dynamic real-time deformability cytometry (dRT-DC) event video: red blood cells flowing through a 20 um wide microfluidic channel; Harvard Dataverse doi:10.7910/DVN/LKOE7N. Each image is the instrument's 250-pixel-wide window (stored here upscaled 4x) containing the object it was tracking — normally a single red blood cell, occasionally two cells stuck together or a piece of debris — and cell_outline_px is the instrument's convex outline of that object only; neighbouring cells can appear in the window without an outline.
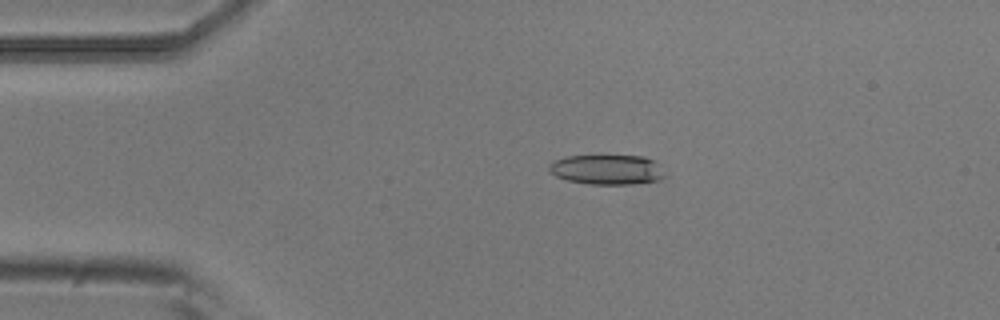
{"species": "common noctule bat (a hibernating species)", "species_latin": "Nyctalus noctula", "temperature_condition": "room temperature", "stored_images_in_passage": 2, "camera_frame_rate_fps": 3000, "um_per_image_px": 0.085, "animal": {"sex": "male", "body_mass_g": 20.5, "forearm_length_mm": 52.5}, "frame": {"image": 1, "passage_image": 1, "time_ms": 0.0, "image_size_px": [1000, 320], "cell_outline_px": [[664, 176], [656, 180], [632, 184], [588, 184], [568, 180], [556, 176], [548, 168], [548, 164], [556, 160], [568, 156], [644, 156], [656, 160]], "centroid_in_image_um": [51.58, 14.41], "position_along_channel_um": 33.4, "area_um2": 19.88}}